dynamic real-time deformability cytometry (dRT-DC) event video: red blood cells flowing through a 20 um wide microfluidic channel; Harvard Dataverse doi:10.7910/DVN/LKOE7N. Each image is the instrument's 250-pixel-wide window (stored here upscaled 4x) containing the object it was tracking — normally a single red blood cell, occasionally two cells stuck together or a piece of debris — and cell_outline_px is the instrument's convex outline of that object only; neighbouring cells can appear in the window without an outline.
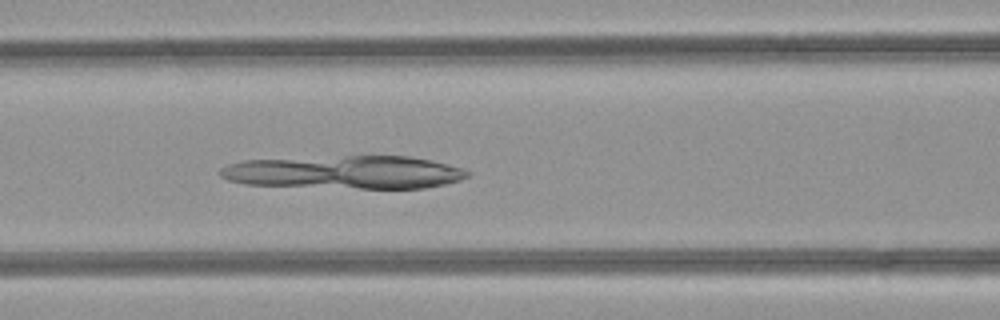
{"species": "common noctule bat (a hibernating species)", "species_latin": "Nyctalus noctula", "temperature_condition": "room temperature", "stored_images_in_passage": 36, "camera_frame_rate_fps": 3000, "um_per_image_px": 0.085, "animal": {"sex": "female", "body_mass_g": 21.9}, "frame": {"image": 1, "passage_image": 10, "time_ms": 3.0, "image_size_px": [1000, 320], "cell_outline_px": [[472, 172], [468, 176], [460, 180], [444, 184], [424, 188], [360, 188], [244, 184], [228, 180], [220, 176], [220, 168], [228, 164], [244, 160], [344, 156], [408, 156], [448, 164]], "centroid_in_image_um": [29.3, 14.64], "position_along_channel_um": 137.3, "area_um2": 47.4}}